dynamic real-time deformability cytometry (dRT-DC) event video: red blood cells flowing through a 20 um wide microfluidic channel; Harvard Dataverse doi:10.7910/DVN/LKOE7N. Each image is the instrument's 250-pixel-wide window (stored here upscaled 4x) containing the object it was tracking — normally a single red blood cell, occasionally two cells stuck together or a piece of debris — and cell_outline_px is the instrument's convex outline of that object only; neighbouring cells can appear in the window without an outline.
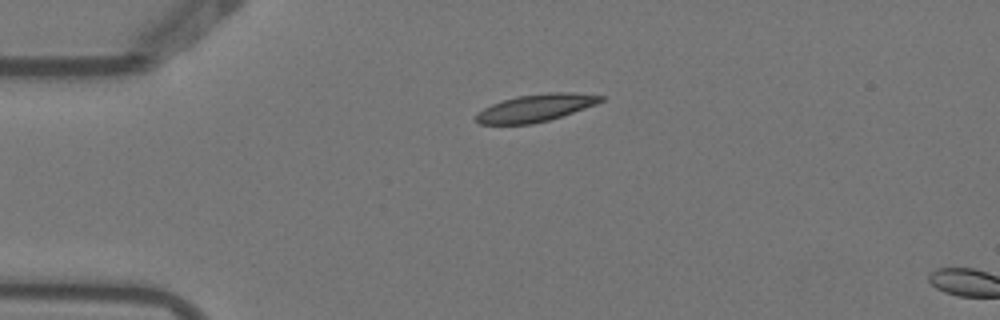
{"species": "Egyptian fruit bat (a non-hibernating species)", "species_latin": "Rousettus aegyptiacus", "temperature_condition": "warm", "stored_images_in_passage": 2, "camera_frame_rate_fps": 3000, "um_per_image_px": 0.085, "animal": {"sex": "female"}, "frame": {"image": 1, "passage_image": 1, "time_ms": 0.0, "image_size_px": [1000, 320], "cell_outline_px": [[604, 100], [596, 104], [548, 120], [532, 124], [480, 124], [476, 120], [476, 116], [484, 108], [492, 104], [516, 96], [548, 92], [572, 92], [604, 96]], "centroid_in_image_um": [45.54, 9.16], "position_along_channel_um": 39.5, "area_um2": 19.59}}